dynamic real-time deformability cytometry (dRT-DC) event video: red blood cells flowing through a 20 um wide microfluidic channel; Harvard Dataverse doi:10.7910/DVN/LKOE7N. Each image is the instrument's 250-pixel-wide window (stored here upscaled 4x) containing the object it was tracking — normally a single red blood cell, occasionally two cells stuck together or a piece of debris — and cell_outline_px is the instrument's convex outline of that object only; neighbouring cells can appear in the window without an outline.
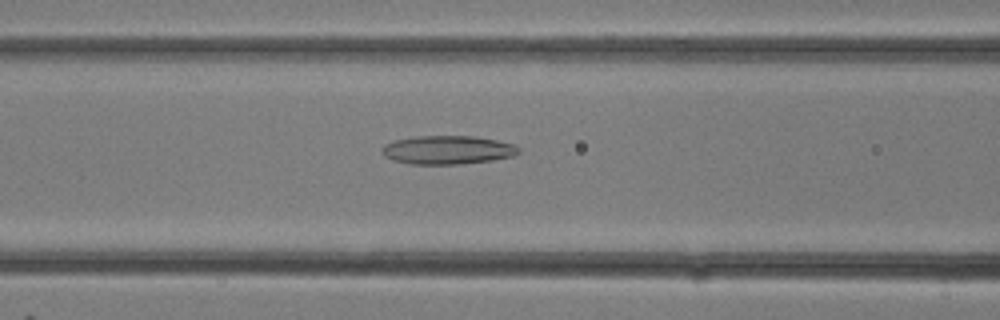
{"species": "common noctule bat (a hibernating species)", "species_latin": "Nyctalus noctula", "temperature_condition": "room temperature", "stored_images_in_passage": 23, "camera_frame_rate_fps": 3000, "um_per_image_px": 0.085, "animal": {"sex": "female"}, "frame": {"image": 1, "passage_image": 7, "time_ms": 2.0, "image_size_px": [1000, 320], "cell_outline_px": [[520, 152], [512, 156], [492, 160], [460, 164], [412, 164], [392, 160], [384, 156], [380, 152], [380, 148], [384, 144], [392, 140], [416, 136], [476, 136], [496, 140], [512, 144], [520, 148]], "centroid_in_image_um": [37.98, 12.74], "position_along_channel_um": 128.6, "area_um2": 22.95}}
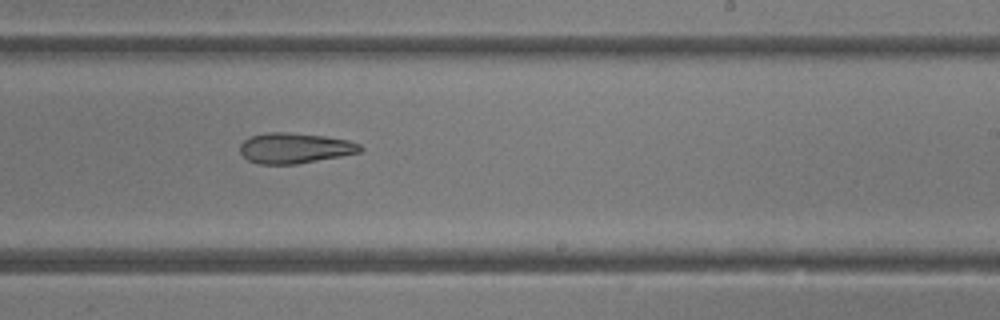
{"frame": {"image": 2, "passage_image": 13, "time_ms": 4.0, "image_size_px": [1000, 320], "cell_outline_px": [[364, 148], [360, 152], [340, 156], [296, 164], [260, 164], [248, 160], [240, 152], [240, 144], [244, 140], [252, 136], [268, 132], [288, 132], [324, 136], [348, 140], [360, 144]], "centroid_in_image_um": [25.05, 12.58], "position_along_channel_um": 263.9, "area_um2": 21.21}}
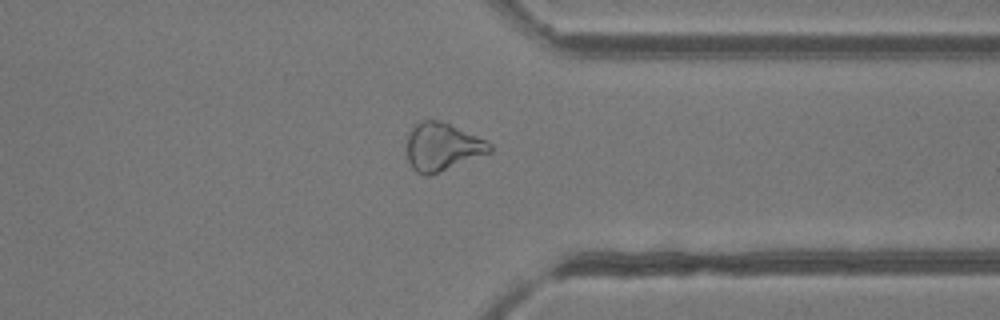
{"frame": {"image": 3, "passage_image": 18, "time_ms": 5.667, "image_size_px": [1000, 320], "cell_outline_px": [[492, 152], [440, 172], [428, 176], [424, 176], [416, 172], [412, 168], [408, 160], [408, 132], [420, 120], [440, 120], [476, 136], [492, 144]], "centroid_in_image_um": [37.59, 12.5], "position_along_channel_um": 373.8, "area_um2": 23.0}}